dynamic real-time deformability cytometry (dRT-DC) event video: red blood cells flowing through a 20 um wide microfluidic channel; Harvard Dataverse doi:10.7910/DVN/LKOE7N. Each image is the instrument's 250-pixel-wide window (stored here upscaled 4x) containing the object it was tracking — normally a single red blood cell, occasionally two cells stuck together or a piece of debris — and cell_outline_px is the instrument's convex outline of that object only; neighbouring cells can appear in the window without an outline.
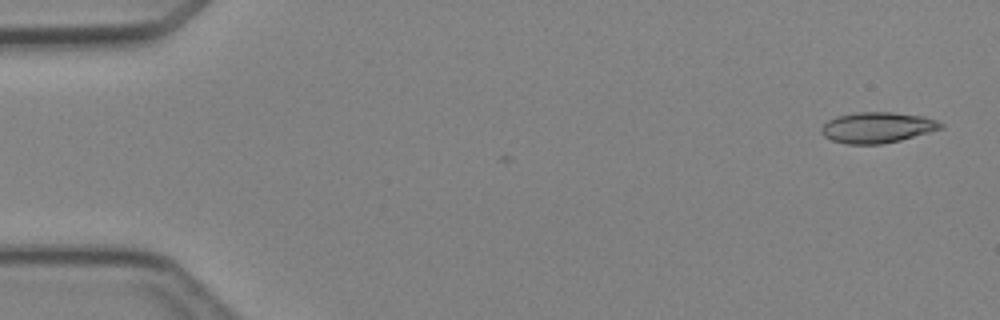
{"species": "Egyptian fruit bat (a non-hibernating species)", "species_latin": "Rousettus aegyptiacus", "temperature_condition": "cold", "stored_images_in_passage": 2, "camera_frame_rate_fps": 3000, "um_per_image_px": 0.085, "animal": {"sex": "female"}, "frame": {"image": 1, "passage_image": 1, "time_ms": 0.0, "image_size_px": [1000, 320], "cell_outline_px": [[944, 128], [900, 140], [880, 144], [848, 144], [832, 140], [824, 136], [820, 132], [820, 128], [828, 120], [836, 116], [856, 112], [892, 112], [924, 116], [936, 120], [944, 124]], "centroid_in_image_um": [74.57, 10.83], "position_along_channel_um": 10.4, "area_um2": 21.44}}